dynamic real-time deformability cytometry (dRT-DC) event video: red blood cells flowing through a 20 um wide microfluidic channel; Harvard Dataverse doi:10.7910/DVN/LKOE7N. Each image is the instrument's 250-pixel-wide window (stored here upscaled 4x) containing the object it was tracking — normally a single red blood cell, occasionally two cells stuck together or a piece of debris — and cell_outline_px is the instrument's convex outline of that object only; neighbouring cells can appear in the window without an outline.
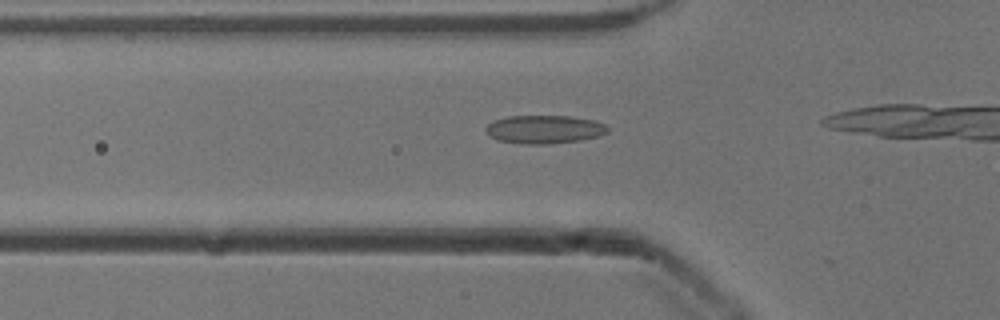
{"species": "common noctule bat (a hibernating species)", "species_latin": "Nyctalus noctula", "temperature_condition": "cold", "stored_images_in_passage": 16, "camera_frame_rate_fps": 3000, "um_per_image_px": 0.085, "animal": {"sex": "male", "body_mass_g": 13.3}, "frame": {"image": 1, "passage_image": 12, "time_ms": 3.667, "image_size_px": [1000, 320], "cell_outline_px": [[608, 132], [600, 136], [580, 140], [548, 144], [520, 144], [496, 140], [488, 136], [484, 128], [492, 120], [508, 116], [568, 116], [596, 120], [604, 124], [608, 128]], "centroid_in_image_um": [46.23, 11.0], "position_along_channel_um": 79.6, "area_um2": 20.4}}